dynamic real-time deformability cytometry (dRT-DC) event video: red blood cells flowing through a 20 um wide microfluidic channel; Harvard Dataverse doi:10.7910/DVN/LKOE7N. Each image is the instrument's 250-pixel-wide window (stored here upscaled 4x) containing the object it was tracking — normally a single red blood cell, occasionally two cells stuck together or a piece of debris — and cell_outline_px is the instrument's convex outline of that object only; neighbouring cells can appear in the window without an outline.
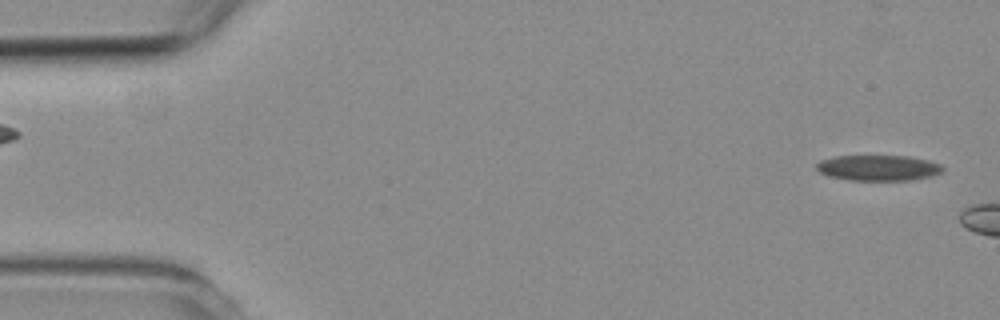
{"species": "common noctule bat (a hibernating species)", "species_latin": "Nyctalus noctula", "temperature_condition": "room temperature", "stored_images_in_passage": 7, "segment_of_instrument_passage": [2, 2], "camera_frame_rate_fps": 3000, "um_per_image_px": 0.085, "animal": {"sex": "female", "body_mass_g": 19.3, "forearm_length_mm": 54.1}, "frame": {"image": 1, "passage_image": 7, "time_ms": 6.667, "image_size_px": [1000, 320], "cell_outline_px": [[944, 172], [932, 176], [912, 180], [848, 180], [828, 176], [820, 172], [816, 168], [816, 164], [820, 160], [836, 156], [912, 156], [928, 160], [940, 164], [944, 168]], "centroid_in_image_um": [74.68, 14.27], "position_along_channel_um": 10.3, "area_um2": 19.02}}